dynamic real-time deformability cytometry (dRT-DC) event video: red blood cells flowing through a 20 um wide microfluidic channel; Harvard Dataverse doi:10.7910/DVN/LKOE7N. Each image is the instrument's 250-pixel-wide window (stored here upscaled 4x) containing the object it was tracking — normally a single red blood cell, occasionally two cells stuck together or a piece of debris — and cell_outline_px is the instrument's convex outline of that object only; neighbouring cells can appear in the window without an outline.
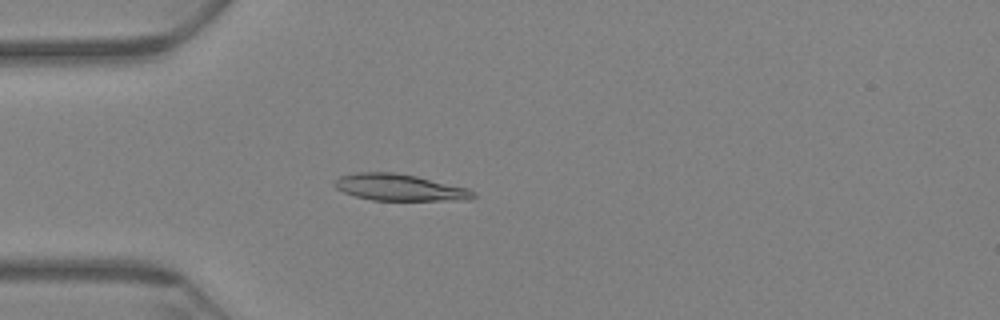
{"species": "Egyptian fruit bat (a non-hibernating species)", "species_latin": "Rousettus aegyptiacus", "temperature_condition": "warm", "stored_images_in_passage": 65, "camera_frame_rate_fps": 3000, "um_per_image_px": 0.085, "animal": {"sex": "female"}, "frame": {"image": 1, "passage_image": 19, "time_ms": 6.0, "image_size_px": [1000, 320], "cell_outline_px": [[476, 196], [472, 200], [372, 200], [356, 196], [344, 192], [336, 188], [332, 184], [340, 176], [356, 172], [396, 172], [416, 176], [468, 188], [476, 192]], "centroid_in_image_um": [33.99, 15.93], "position_along_channel_um": 51.0, "area_um2": 21.56}}
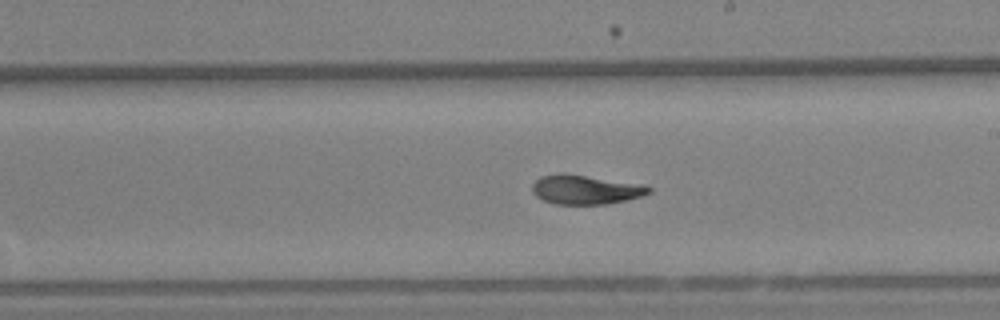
{"frame": {"image": 2, "passage_image": 38, "time_ms": 12.333, "image_size_px": [1000, 320], "cell_outline_px": [[652, 192], [628, 200], [608, 204], [556, 204], [544, 200], [536, 196], [532, 192], [532, 184], [540, 176], [560, 172], [564, 172], [632, 184], [652, 188]], "centroid_in_image_um": [49.67, 16.12], "position_along_channel_um": 239.3, "area_um2": 19.54}}
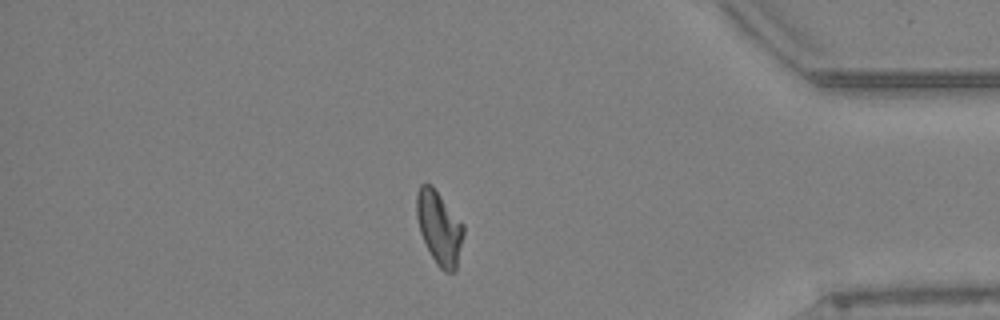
{"frame": {"image": 3, "passage_image": 56, "time_ms": 18.333, "image_size_px": [1000, 320], "cell_outline_px": [[464, 232], [456, 268], [452, 272], [444, 272], [436, 264], [420, 232], [416, 216], [416, 192], [420, 184], [432, 184], [464, 224]], "centroid_in_image_um": [37.33, 19.31], "position_along_channel_um": 397.9, "area_um2": 20.06}, "authors_computed_cell_mechanics": {"area_um2": 20.23, "velocity_mm_per_s": 3.1667, "shape_relaxation_time_tau1_ms": 7.2348, "shape_relaxation_time_tau2_ms": 2.3034, "deformation_change_tau1": 0.1872, "deformation_change_tau2": 0.0611}}